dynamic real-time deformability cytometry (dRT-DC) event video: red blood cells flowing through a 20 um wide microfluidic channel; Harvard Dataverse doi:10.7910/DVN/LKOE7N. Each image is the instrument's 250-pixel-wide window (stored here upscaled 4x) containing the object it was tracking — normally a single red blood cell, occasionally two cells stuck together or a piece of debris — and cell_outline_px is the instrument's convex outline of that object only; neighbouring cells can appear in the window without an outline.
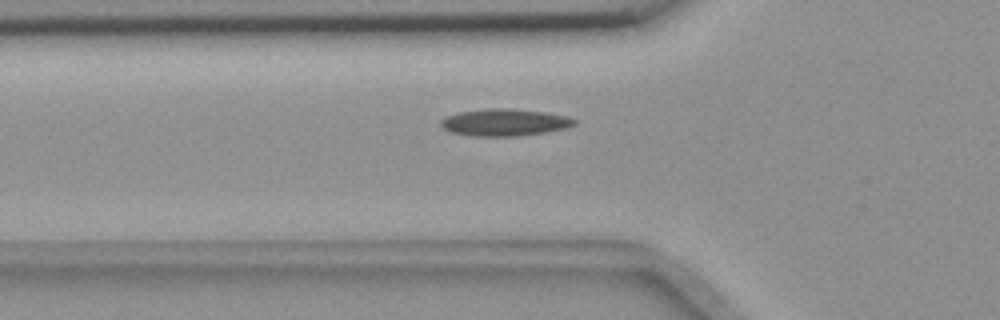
{"species": "common noctule bat (a hibernating species)", "species_latin": "Nyctalus noctula", "temperature_condition": "room temperature", "stored_images_in_passage": 41, "camera_frame_rate_fps": 3000, "um_per_image_px": 0.085, "animal": {"sex": "female", "body_mass_g": 18.4}, "frame": {"image": 1, "passage_image": 5, "time_ms": 1.333, "image_size_px": [1000, 320], "cell_outline_px": [[576, 124], [564, 128], [544, 132], [520, 136], [468, 136], [452, 132], [444, 128], [440, 124], [440, 120], [444, 116], [460, 112], [488, 108], [508, 108], [544, 112], [568, 116], [576, 120]], "centroid_in_image_um": [42.86, 10.4], "position_along_channel_um": 82.9, "area_um2": 21.04}}
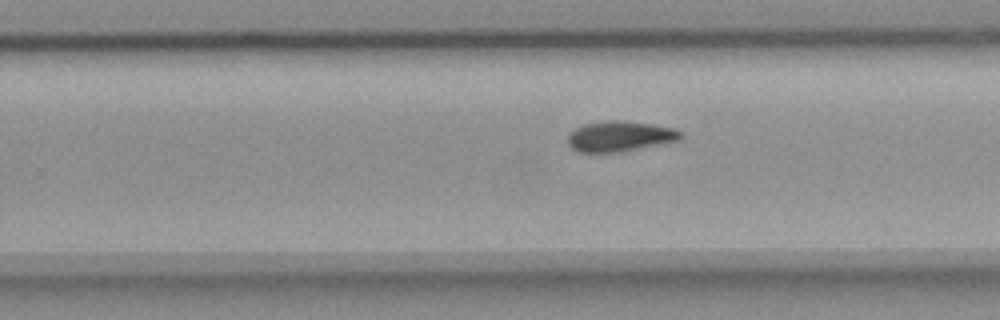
{"frame": {"image": 2, "passage_image": 21, "time_ms": 6.667, "image_size_px": [1000, 320], "cell_outline_px": [[684, 136], [680, 140], [620, 152], [580, 152], [572, 148], [568, 144], [568, 132], [584, 124], [604, 120], [616, 120], [652, 124], [676, 128]], "centroid_in_image_um": [52.69, 11.58], "position_along_channel_um": 277.1, "area_um2": 20.06}}
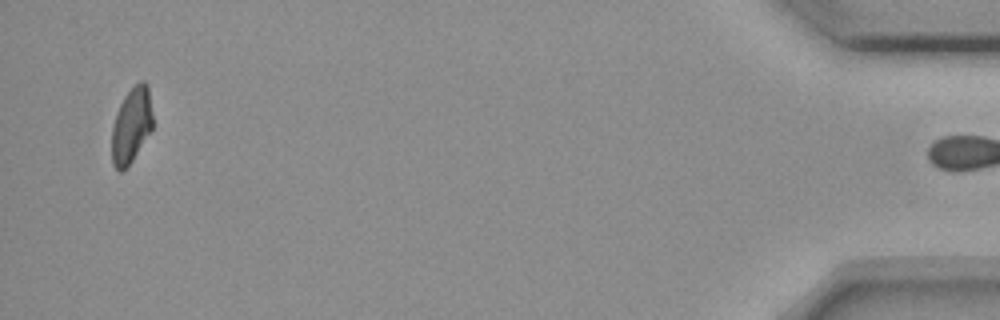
{"frame": {"image": 3, "passage_image": 40, "time_ms": 13.0, "image_size_px": [1000, 320], "cell_outline_px": [[152, 128], [132, 160], [120, 172], [112, 164], [112, 128], [120, 104], [124, 96], [140, 80], [144, 80], [148, 84], [152, 116]], "centroid_in_image_um": [11.17, 10.62], "position_along_channel_um": 424.0, "area_um2": 17.57}}